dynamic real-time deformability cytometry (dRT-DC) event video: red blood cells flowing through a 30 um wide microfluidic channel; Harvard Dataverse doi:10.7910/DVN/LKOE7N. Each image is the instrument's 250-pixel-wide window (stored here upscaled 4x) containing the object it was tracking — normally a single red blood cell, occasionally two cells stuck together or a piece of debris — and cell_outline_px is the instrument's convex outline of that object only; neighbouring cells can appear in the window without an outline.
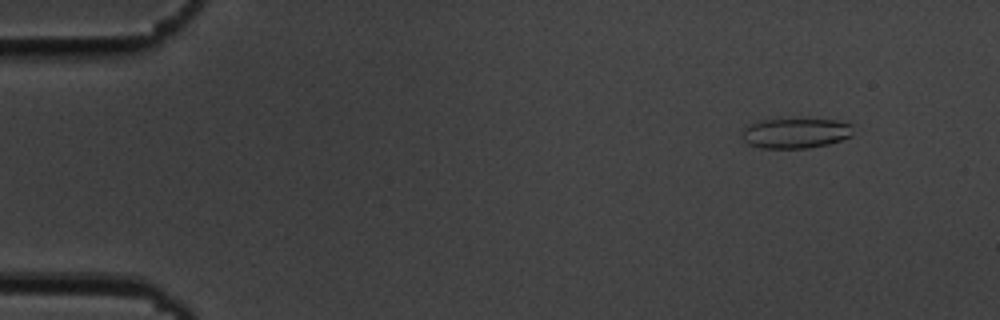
{"species": "common noctule bat (a hibernating species)", "species_latin": "Nyctalus noctula", "temperature_condition": "cold", "stored_images_in_passage": 56, "camera_frame_rate_fps": 3000, "um_per_image_px": 0.085, "animal": {"sex": "male", "body_mass_g": 19.5, "forearm_length_mm": 54.6}, "frame": {"image": 1, "passage_image": 6, "time_ms": 1.667, "image_size_px": [1000, 320], "cell_outline_px": [[852, 136], [828, 144], [808, 148], [760, 148], [748, 144], [744, 140], [744, 128], [760, 120], [836, 120], [852, 124]], "centroid_in_image_um": [67.65, 11.33], "position_along_channel_um": 17.3, "area_um2": 19.13}}
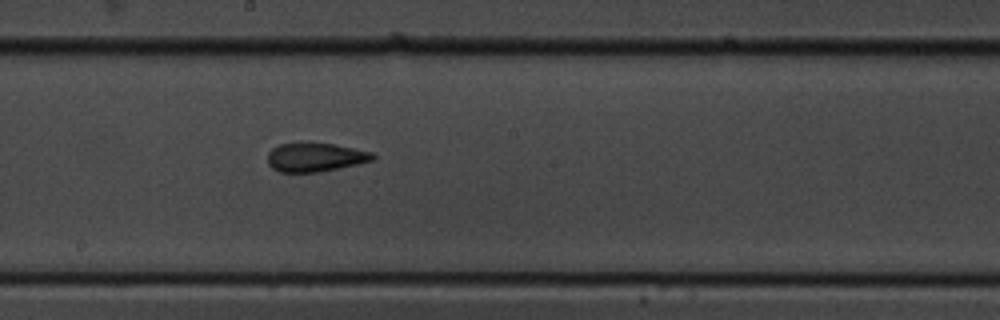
{"frame": {"image": 2, "passage_image": 31, "time_ms": 10.0, "image_size_px": [1000, 320], "cell_outline_px": [[376, 156], [372, 160], [356, 164], [320, 172], [280, 172], [272, 168], [268, 164], [268, 152], [272, 148], [280, 144], [332, 144], [372, 152]], "centroid_in_image_um": [26.77, 13.38], "position_along_channel_um": 221.4, "area_um2": 17.22}}
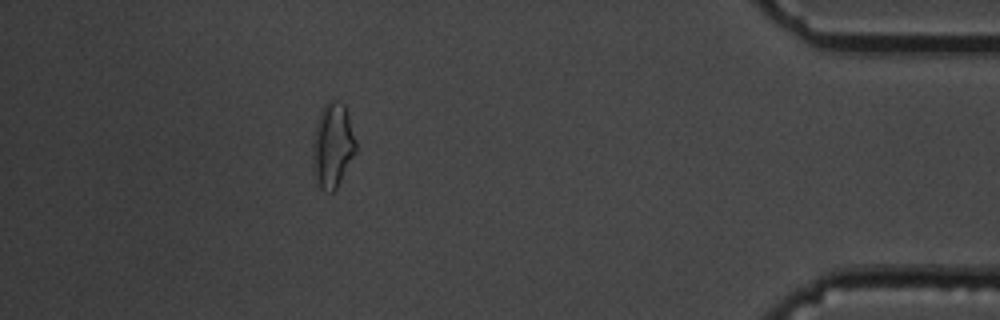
{"frame": {"image": 3, "passage_image": 50, "time_ms": 16.333, "image_size_px": [1000, 320], "cell_outline_px": [[356, 152], [336, 188], [332, 192], [328, 192], [320, 188], [312, 168], [312, 140], [316, 124], [320, 112], [324, 104], [328, 100], [340, 100], [344, 104], [348, 112], [356, 140]], "centroid_in_image_um": [28.27, 12.32], "position_along_channel_um": 406.9, "area_um2": 21.56}, "authors_computed_cell_mechanics": {"area_um2": 18.6405, "velocity_mm_per_s": 3.6534, "shape_relaxation_time_tau1_ms": 9.5365, "shape_relaxation_time_tau2_ms": 2.1879, "deformation_change_tau1": 0.2015, "deformation_change_tau2": 0.0948}}